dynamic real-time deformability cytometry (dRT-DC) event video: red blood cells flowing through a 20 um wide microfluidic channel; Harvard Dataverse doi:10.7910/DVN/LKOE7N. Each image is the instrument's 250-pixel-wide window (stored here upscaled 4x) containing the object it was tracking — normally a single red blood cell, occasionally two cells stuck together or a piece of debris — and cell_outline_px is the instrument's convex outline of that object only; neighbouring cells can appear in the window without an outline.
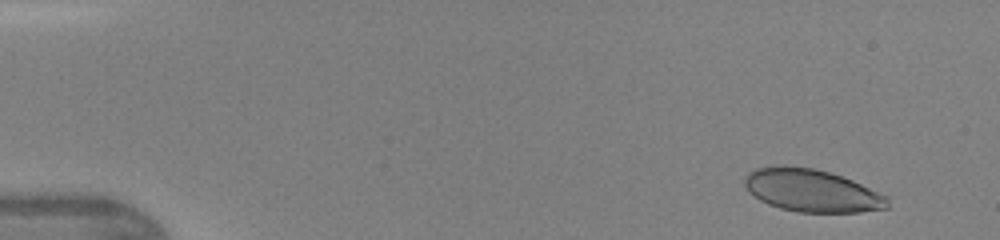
{"species": "human", "species_latin": "Homo sapiens", "temperature_condition": "warm", "stored_images_in_passage": 13, "camera_frame_rate_fps": 3000, "um_per_image_px": 0.085, "donor": {"sex": "female"}, "frame": {"image": 1, "passage_image": 3, "time_ms": 0.667, "image_size_px": [1000, 240], "cell_outline_px": [[888, 208], [860, 212], [796, 212], [780, 208], [768, 204], [760, 200], [748, 192], [744, 184], [744, 176], [748, 172], [756, 168], [772, 164], [784, 164], [812, 168], [828, 172], [852, 180], [888, 196]], "centroid_in_image_um": [68.94, 16.18], "position_along_channel_um": 16.1, "area_um2": 35.84}}
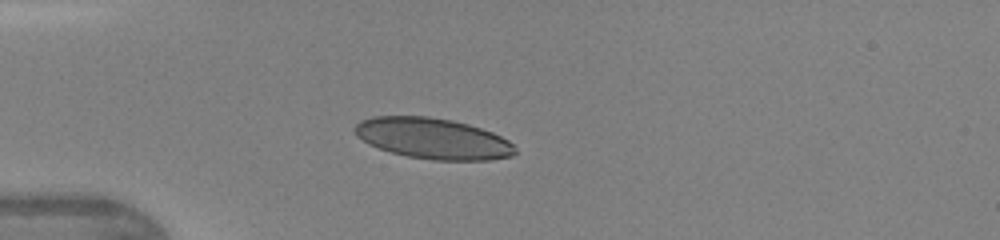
{"frame": {"image": 2, "passage_image": 10, "time_ms": 3.0, "image_size_px": [1000, 240], "cell_outline_px": [[516, 152], [512, 156], [488, 160], [432, 160], [408, 156], [392, 152], [368, 144], [356, 136], [356, 124], [360, 120], [372, 116], [428, 116], [452, 120], [468, 124], [492, 132], [508, 140], [516, 148]], "centroid_in_image_um": [36.8, 11.77], "position_along_channel_um": 48.2, "area_um2": 38.09}}
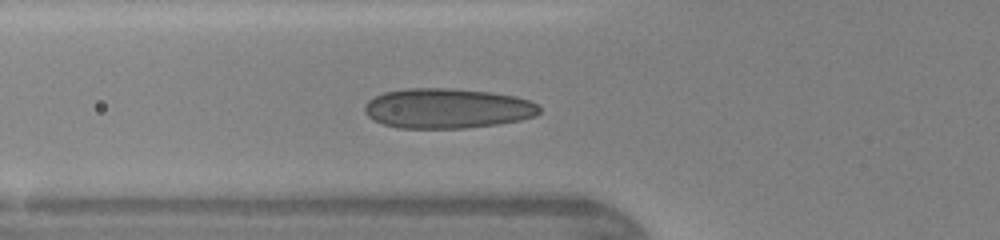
{"frame": {"image": 3, "passage_image": 13, "time_ms": 4.0, "image_size_px": [1000, 240], "cell_outline_px": [[540, 112], [536, 116], [520, 120], [496, 124], [464, 128], [400, 128], [384, 124], [372, 120], [364, 112], [364, 104], [368, 100], [384, 92], [408, 88], [452, 88], [488, 92], [516, 96], [528, 100], [536, 104], [540, 108]], "centroid_in_image_um": [37.99, 9.21], "position_along_channel_um": 87.8, "area_um2": 40.75}}